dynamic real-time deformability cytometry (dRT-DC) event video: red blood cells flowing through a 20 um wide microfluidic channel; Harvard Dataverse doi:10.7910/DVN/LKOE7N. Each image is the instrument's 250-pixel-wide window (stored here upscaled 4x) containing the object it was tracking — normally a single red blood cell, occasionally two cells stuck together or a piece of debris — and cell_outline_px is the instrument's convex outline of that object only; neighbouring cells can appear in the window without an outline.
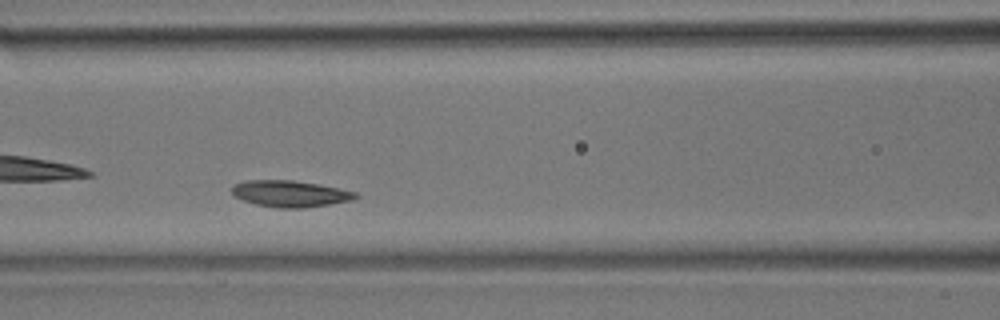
{"species": "common noctule bat (a hibernating species)", "species_latin": "Nyctalus noctula", "temperature_condition": "room temperature", "stored_images_in_passage": 47, "camera_frame_rate_fps": 3000, "um_per_image_px": 0.085, "animal": {"sex": "male", "body_mass_g": 17.9}, "frame": {"image": 1, "passage_image": 21, "time_ms": 6.667, "image_size_px": [1000, 320], "cell_outline_px": [[360, 196], [352, 200], [304, 208], [276, 208], [256, 204], [232, 196], [232, 184], [244, 180], [292, 180], [316, 184], [356, 192]], "centroid_in_image_um": [24.6, 16.46], "position_along_channel_um": 142.0, "area_um2": 19.02}}